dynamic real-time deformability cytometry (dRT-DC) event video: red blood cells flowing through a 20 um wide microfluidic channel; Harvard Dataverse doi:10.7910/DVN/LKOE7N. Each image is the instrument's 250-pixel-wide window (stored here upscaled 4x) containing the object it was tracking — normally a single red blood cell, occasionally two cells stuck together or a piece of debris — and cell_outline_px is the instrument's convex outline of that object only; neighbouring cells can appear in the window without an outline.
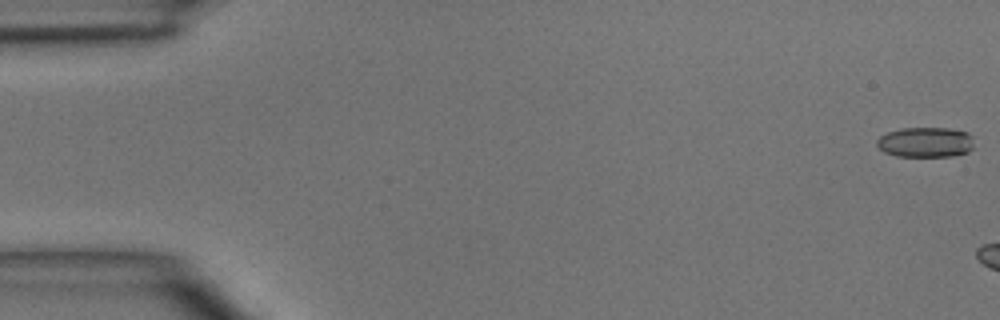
{"species": "common noctule bat (a hibernating species)", "species_latin": "Nyctalus noctula", "temperature_condition": "room temperature", "stored_images_in_passage": 4, "camera_frame_rate_fps": 3000, "um_per_image_px": 0.085, "animal": {"sex": "male", "body_mass_g": 15.6}, "frame": {"image": 1, "passage_image": 4, "time_ms": 4.333, "image_size_px": [1000, 320], "cell_outline_px": [[972, 148], [968, 152], [952, 156], [896, 156], [884, 152], [876, 144], [876, 140], [880, 136], [888, 132], [904, 128], [948, 128], [968, 132], [972, 136]], "centroid_in_image_um": [78.67, 12.09], "position_along_channel_um": 6.3, "area_um2": 17.05}}